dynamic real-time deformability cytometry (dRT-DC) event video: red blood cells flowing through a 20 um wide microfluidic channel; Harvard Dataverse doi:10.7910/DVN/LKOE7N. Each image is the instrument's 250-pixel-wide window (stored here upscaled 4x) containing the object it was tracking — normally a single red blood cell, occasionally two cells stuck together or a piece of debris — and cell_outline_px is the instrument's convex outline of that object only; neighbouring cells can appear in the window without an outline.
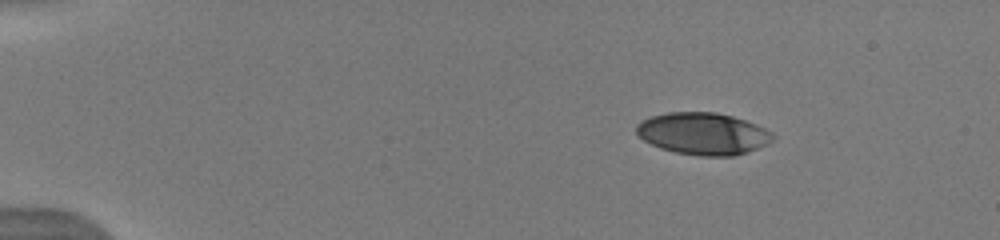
{"species": "human", "species_latin": "Homo sapiens", "temperature_condition": "warm", "stored_images_in_passage": 16, "camera_frame_rate_fps": 3000, "um_per_image_px": 0.085, "donor": {"sex": "male"}, "frame": {"image": 1, "passage_image": 1, "time_ms": 0.0, "image_size_px": [1000, 240], "cell_outline_px": [[776, 136], [768, 144], [748, 152], [736, 156], [696, 156], [676, 152], [660, 148], [644, 140], [636, 132], [636, 124], [652, 116], [668, 112], [716, 112], [732, 116], [756, 124], [772, 132]], "centroid_in_image_um": [59.79, 11.37], "position_along_channel_um": 25.2, "area_um2": 33.47}}
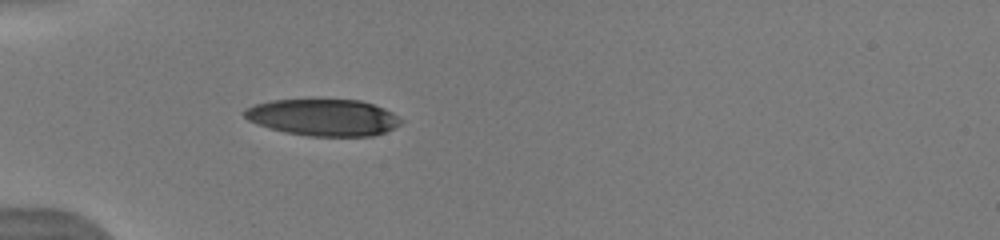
{"frame": {"image": 2, "passage_image": 8, "time_ms": 3.0, "image_size_px": [1000, 240], "cell_outline_px": [[404, 120], [400, 124], [384, 132], [372, 136], [308, 136], [284, 132], [256, 124], [248, 120], [240, 112], [244, 108], [256, 104], [272, 100], [360, 100], [384, 108], [392, 112]], "centroid_in_image_um": [27.45, 9.98], "position_along_channel_um": 57.6, "area_um2": 33.52}}